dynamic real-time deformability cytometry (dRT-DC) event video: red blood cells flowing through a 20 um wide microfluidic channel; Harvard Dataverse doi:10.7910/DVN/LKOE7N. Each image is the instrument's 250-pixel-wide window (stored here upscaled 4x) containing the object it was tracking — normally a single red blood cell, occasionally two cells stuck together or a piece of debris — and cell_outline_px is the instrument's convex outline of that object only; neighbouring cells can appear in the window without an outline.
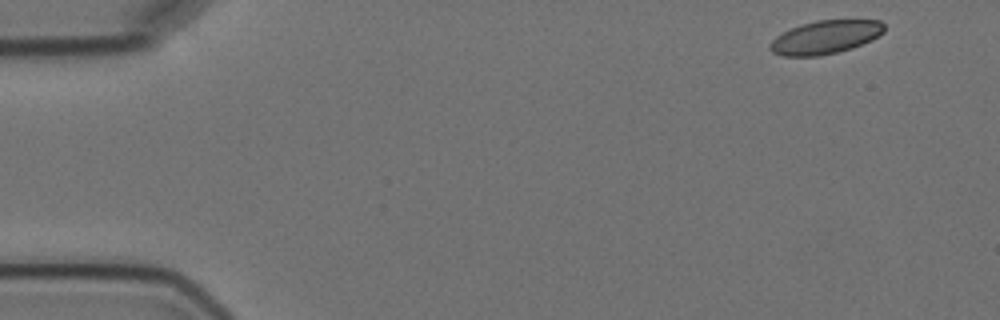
{"species": "Egyptian fruit bat (a non-hibernating species)", "species_latin": "Rousettus aegyptiacus", "temperature_condition": "cold", "stored_images_in_passage": 5, "camera_frame_rate_fps": 3000, "um_per_image_px": 0.085, "animal": {"sex": "female"}, "frame": {"image": 1, "passage_image": 1, "time_ms": 0.0, "image_size_px": [1000, 320], "cell_outline_px": [[884, 32], [872, 40], [852, 48], [836, 52], [816, 56], [784, 56], [772, 52], [768, 48], [768, 44], [776, 36], [792, 28], [816, 20], [880, 20], [884, 24]], "centroid_in_image_um": [70.16, 3.16], "position_along_channel_um": 14.8, "area_um2": 22.08}}
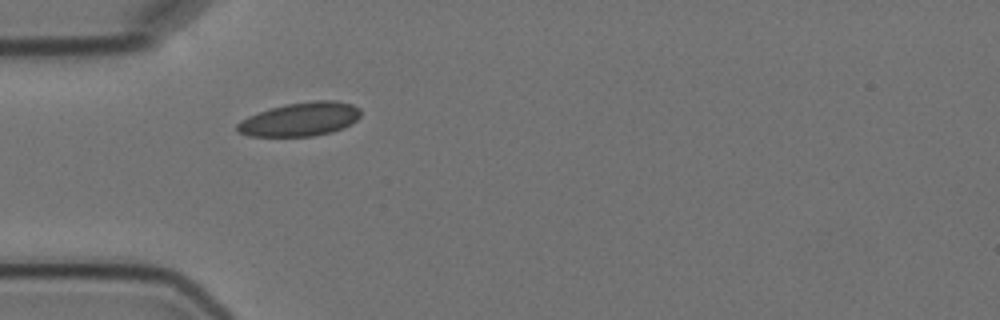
{"frame": {"image": 2, "passage_image": 5, "time_ms": 4.333, "image_size_px": [1000, 320], "cell_outline_px": [[360, 116], [352, 124], [344, 128], [332, 132], [312, 136], [248, 136], [240, 132], [236, 128], [236, 124], [248, 116], [284, 104], [312, 100], [336, 100], [352, 104], [360, 108]], "centroid_in_image_um": [25.56, 10.13], "position_along_channel_um": 59.4, "area_um2": 24.33}}